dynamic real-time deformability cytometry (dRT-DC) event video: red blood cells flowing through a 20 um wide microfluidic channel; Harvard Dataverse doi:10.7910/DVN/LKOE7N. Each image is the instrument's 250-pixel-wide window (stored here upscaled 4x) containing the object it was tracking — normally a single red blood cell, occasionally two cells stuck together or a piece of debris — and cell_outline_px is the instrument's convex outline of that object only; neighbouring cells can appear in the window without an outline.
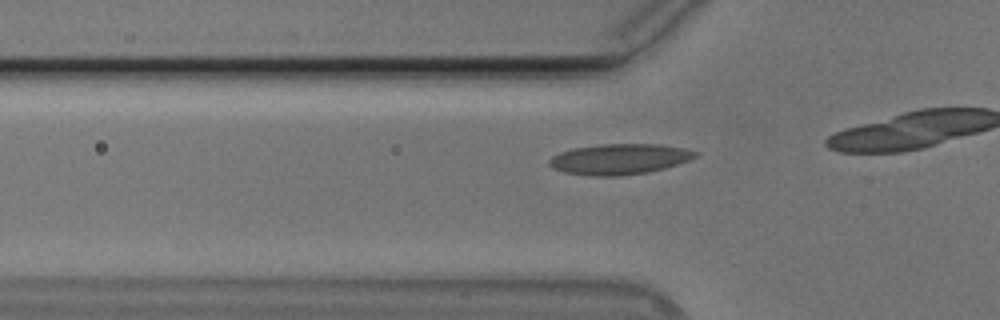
{"species": "Egyptian fruit bat (a non-hibernating species)", "species_latin": "Rousettus aegyptiacus", "temperature_condition": "cold", "stored_images_in_passage": 9, "camera_frame_rate_fps": 3000, "um_per_image_px": 0.085, "animal": {"sex": "male"}, "frame": {"image": 1, "passage_image": 3, "time_ms": 0.667, "image_size_px": [1000, 320], "cell_outline_px": [[700, 152], [696, 156], [688, 160], [664, 168], [648, 172], [620, 176], [592, 176], [564, 172], [552, 168], [548, 164], [548, 160], [552, 156], [560, 152], [572, 148], [604, 144], [660, 144], [684, 148]], "centroid_in_image_um": [52.62, 13.52], "position_along_channel_um": 73.2, "area_um2": 26.07}}